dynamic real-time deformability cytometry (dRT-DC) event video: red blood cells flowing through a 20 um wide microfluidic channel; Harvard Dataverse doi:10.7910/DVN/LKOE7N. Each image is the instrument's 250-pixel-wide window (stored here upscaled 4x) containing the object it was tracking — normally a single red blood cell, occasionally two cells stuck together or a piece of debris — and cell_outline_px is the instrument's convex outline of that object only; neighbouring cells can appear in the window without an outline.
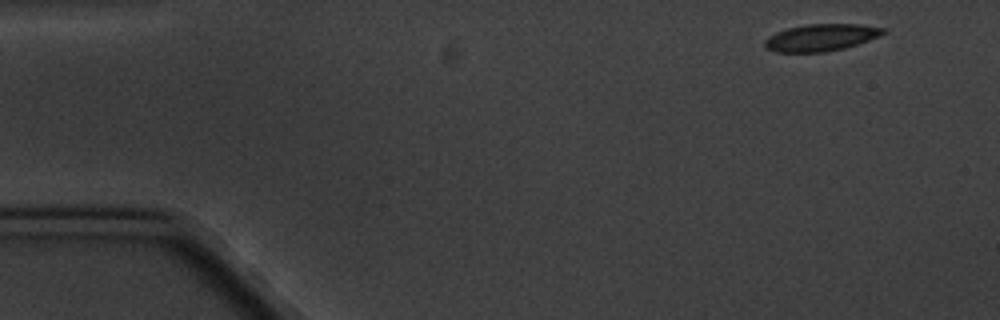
{"species": "common noctule bat (a hibernating species)", "species_latin": "Nyctalus noctula", "temperature_condition": "cold", "stored_images_in_passage": 5, "camera_frame_rate_fps": 3000, "um_per_image_px": 0.085, "animal": {"sex": "male", "body_mass_g": 20.1, "forearm_length_mm": 53.5}, "frame": {"image": 1, "passage_image": 1, "time_ms": 0.0, "image_size_px": [1000, 320], "cell_outline_px": [[888, 32], [880, 36], [844, 48], [824, 52], [776, 52], [764, 48], [764, 40], [768, 36], [776, 32], [788, 28], [808, 24], [860, 24], [888, 28]], "centroid_in_image_um": [69.8, 3.18], "position_along_channel_um": 15.2, "area_um2": 18.79}}